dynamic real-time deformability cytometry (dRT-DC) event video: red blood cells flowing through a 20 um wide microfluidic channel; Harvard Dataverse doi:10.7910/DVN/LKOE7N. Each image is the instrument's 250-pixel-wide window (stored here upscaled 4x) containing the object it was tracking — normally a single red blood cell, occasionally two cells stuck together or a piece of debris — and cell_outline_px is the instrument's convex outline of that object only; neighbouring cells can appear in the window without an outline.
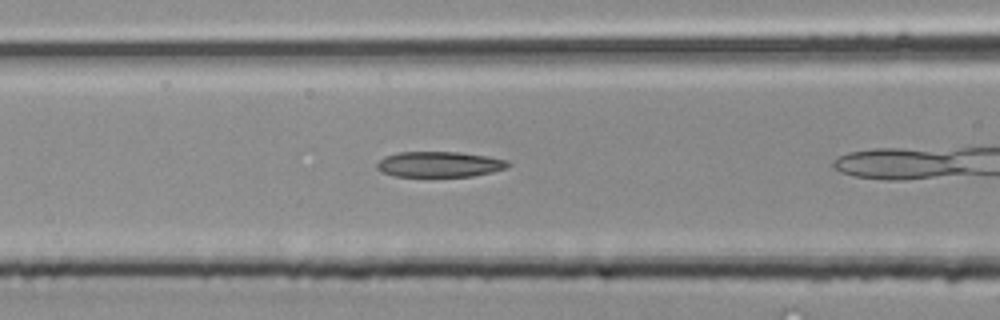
{"species": "common noctule bat (a hibernating species)", "species_latin": "Nyctalus noctula", "temperature_condition": "room temperature", "stored_images_in_passage": 11, "camera_frame_rate_fps": 3000, "um_per_image_px": 0.085, "animal": {"sex": "male", "body_mass_g": 20.4}, "frame": {"image": 1, "passage_image": 8, "time_ms": 2.333, "image_size_px": [1000, 320], "cell_outline_px": [[512, 164], [508, 168], [492, 172], [472, 176], [392, 176], [376, 168], [376, 164], [384, 156], [396, 152], [460, 152], [488, 156], [508, 160]], "centroid_in_image_um": [37.38, 13.96], "position_along_channel_um": 129.2, "area_um2": 19.65}}
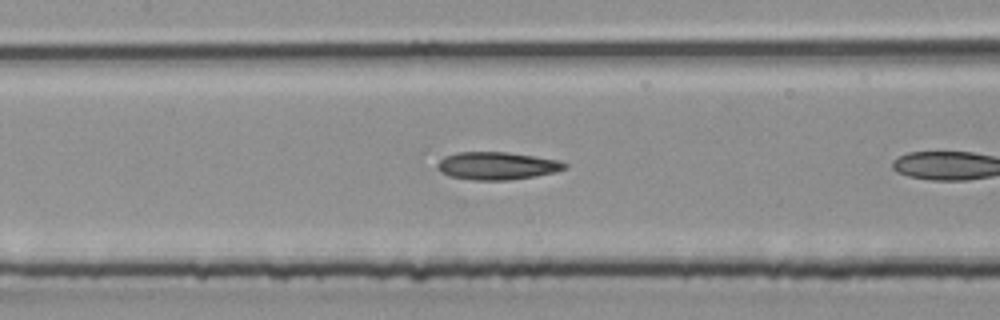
{"frame": {"image": 2, "passage_image": 10, "time_ms": 3.0, "image_size_px": [1000, 320], "cell_outline_px": [[568, 168], [556, 172], [536, 176], [508, 180], [476, 180], [452, 176], [440, 172], [436, 168], [436, 164], [444, 156], [456, 152], [508, 152], [560, 160], [568, 164]], "centroid_in_image_um": [42.27, 14.08], "position_along_channel_um": 165.1, "area_um2": 20.69}}